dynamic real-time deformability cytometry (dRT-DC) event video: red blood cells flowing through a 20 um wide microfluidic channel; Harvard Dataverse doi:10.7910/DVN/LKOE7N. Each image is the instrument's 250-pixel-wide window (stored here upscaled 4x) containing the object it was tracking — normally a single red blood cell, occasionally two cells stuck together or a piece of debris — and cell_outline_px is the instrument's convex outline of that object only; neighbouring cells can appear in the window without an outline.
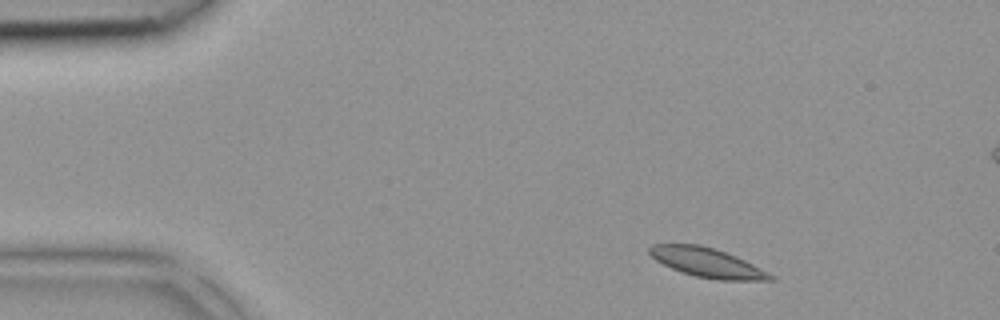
{"species": "common noctule bat (a hibernating species)", "species_latin": "Nyctalus noctula", "temperature_condition": "room temperature", "stored_images_in_passage": 40, "segment_of_instrument_passage": [1, 2], "camera_frame_rate_fps": 3000, "um_per_image_px": 0.085, "animal": {"sex": "female", "body_mass_g": 18.4}, "frame": {"image": 1, "passage_image": 3, "time_ms": 0.667, "image_size_px": [1000, 320], "cell_outline_px": [[776, 280], [716, 280], [696, 276], [680, 272], [656, 260], [648, 252], [648, 248], [652, 244], [700, 244], [736, 256], [760, 268], [772, 276]], "centroid_in_image_um": [60.06, 22.32], "position_along_channel_um": 24.9, "area_um2": 20.35}}
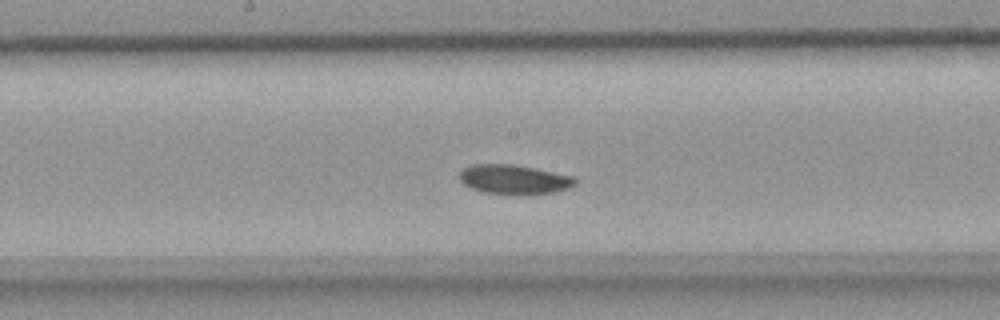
{"frame": {"image": 2, "passage_image": 19, "time_ms": 6.0, "image_size_px": [1000, 320], "cell_outline_px": [[576, 184], [568, 188], [556, 192], [520, 196], [480, 192], [464, 184], [460, 180], [460, 172], [468, 164], [512, 164], [576, 176]], "centroid_in_image_um": [43.71, 15.27], "position_along_channel_um": 204.5, "area_um2": 20.29}}
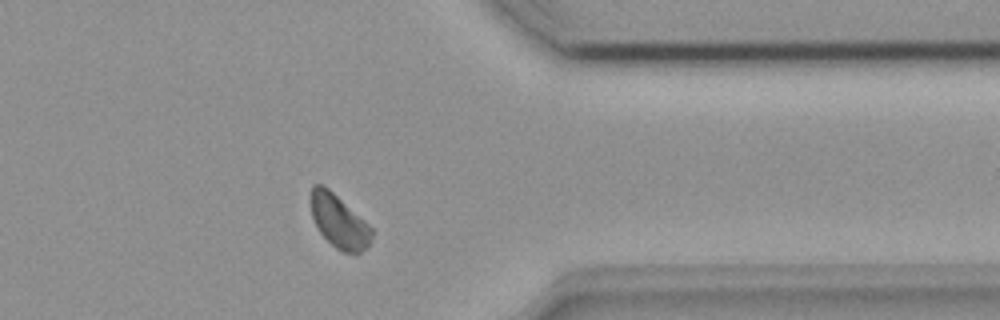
{"frame": {"image": 3, "passage_image": 31, "time_ms": 10.0, "image_size_px": [1000, 320], "cell_outline_px": [[376, 232], [368, 244], [360, 252], [344, 252], [336, 248], [320, 232], [312, 216], [308, 200], [312, 184], [324, 184], [364, 220]], "centroid_in_image_um": [28.78, 18.76], "position_along_channel_um": 382.6, "area_um2": 18.9}}